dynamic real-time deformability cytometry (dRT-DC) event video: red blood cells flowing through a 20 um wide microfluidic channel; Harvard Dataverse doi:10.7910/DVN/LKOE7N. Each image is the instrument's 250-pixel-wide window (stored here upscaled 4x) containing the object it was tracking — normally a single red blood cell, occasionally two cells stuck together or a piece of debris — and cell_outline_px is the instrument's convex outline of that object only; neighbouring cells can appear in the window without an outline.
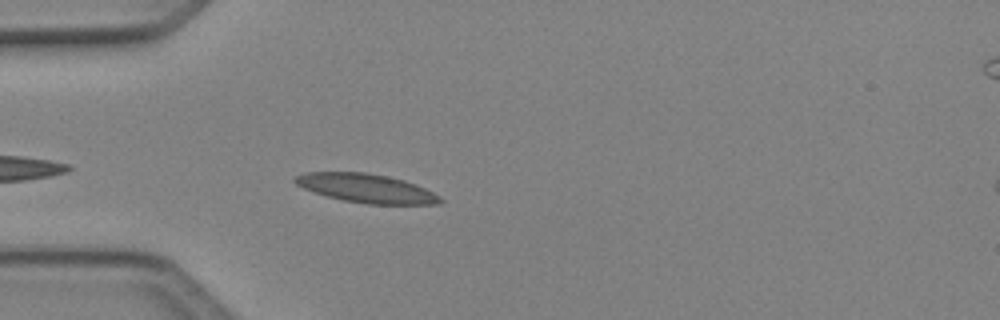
{"species": "Egyptian fruit bat (a non-hibernating species)", "species_latin": "Rousettus aegyptiacus", "temperature_condition": "cold", "stored_images_in_passage": 38, "camera_frame_rate_fps": 3000, "um_per_image_px": 0.085, "animal": {"sex": "female"}, "frame": {"image": 1, "passage_image": 3, "time_ms": 0.667, "image_size_px": [1000, 320], "cell_outline_px": [[444, 200], [440, 204], [368, 204], [344, 200], [328, 196], [304, 188], [296, 184], [292, 180], [296, 176], [308, 172], [364, 172], [388, 176], [404, 180], [416, 184], [440, 196]], "centroid_in_image_um": [31.17, 16.0], "position_along_channel_um": 53.8, "area_um2": 24.16}}
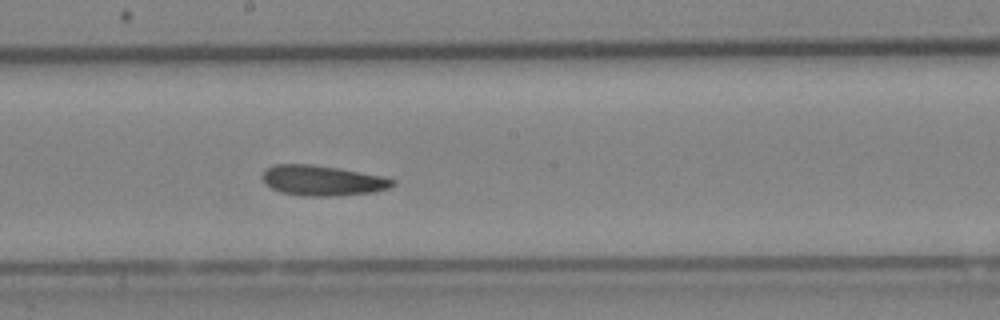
{"frame": {"image": 2, "passage_image": 16, "time_ms": 5.0, "image_size_px": [1000, 320], "cell_outline_px": [[396, 184], [388, 188], [372, 192], [340, 196], [308, 196], [280, 192], [272, 188], [264, 180], [264, 172], [268, 168], [276, 164], [312, 164], [384, 176], [396, 180]], "centroid_in_image_um": [27.47, 15.35], "position_along_channel_um": 220.7, "area_um2": 22.72}}
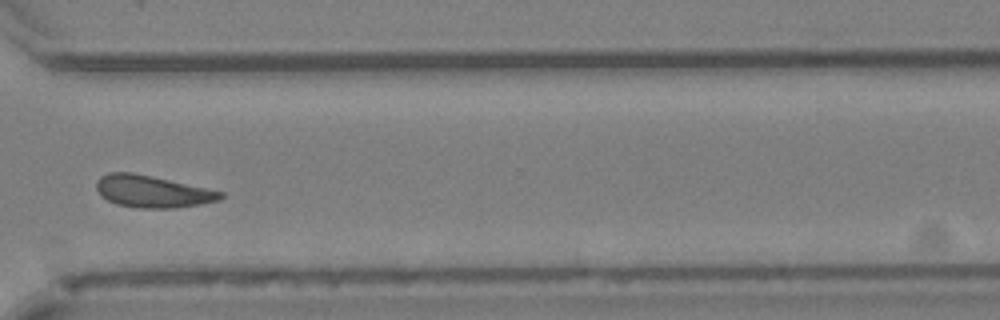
{"frame": {"image": 3, "passage_image": 26, "time_ms": 8.333, "image_size_px": [1000, 320], "cell_outline_px": [[224, 196], [220, 200], [200, 204], [172, 208], [140, 208], [116, 204], [100, 196], [96, 188], [96, 180], [100, 176], [108, 172], [132, 172], [152, 176], [208, 188], [224, 192]], "centroid_in_image_um": [12.93, 16.27], "position_along_channel_um": 357.7, "area_um2": 23.29}, "authors_computed_cell_mechanics": {"area_um2": 22.7154, "velocity_mm_per_s": 4.0782, "shape_relaxation_time_tau1_ms": 10.6654, "shape_relaxation_time_tau2_ms": 3.901, "deformation_change_tau1": 0.1661, "deformation_change_tau2": 0.1048}}